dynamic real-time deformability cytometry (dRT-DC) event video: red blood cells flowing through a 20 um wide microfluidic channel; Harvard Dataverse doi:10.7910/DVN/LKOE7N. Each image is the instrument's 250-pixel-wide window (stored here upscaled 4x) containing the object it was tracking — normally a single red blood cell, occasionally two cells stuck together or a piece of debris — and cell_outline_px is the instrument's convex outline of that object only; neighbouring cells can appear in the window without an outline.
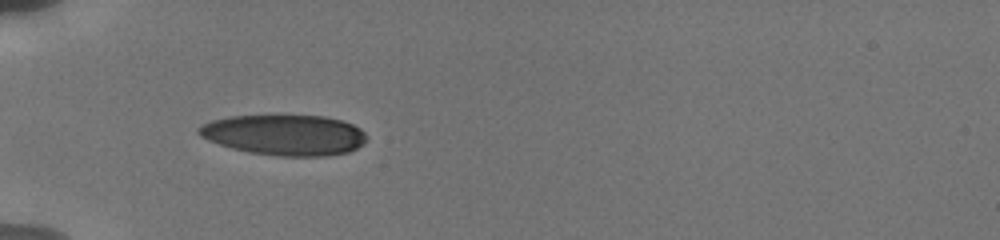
{"species": "human", "species_latin": "Homo sapiens", "temperature_condition": "cold", "stored_images_in_passage": 14, "camera_frame_rate_fps": 3000, "um_per_image_px": 0.085, "donor": {"sex": "male"}, "frame": {"image": 1, "passage_image": 9, "time_ms": 3.667, "image_size_px": [1000, 240], "cell_outline_px": [[368, 136], [356, 148], [348, 152], [324, 156], [276, 156], [248, 152], [232, 148], [208, 140], [200, 136], [196, 132], [196, 128], [212, 120], [232, 116], [324, 116], [340, 120], [352, 124], [360, 128]], "centroid_in_image_um": [24.16, 11.47], "position_along_channel_um": 60.8, "area_um2": 39.48}}
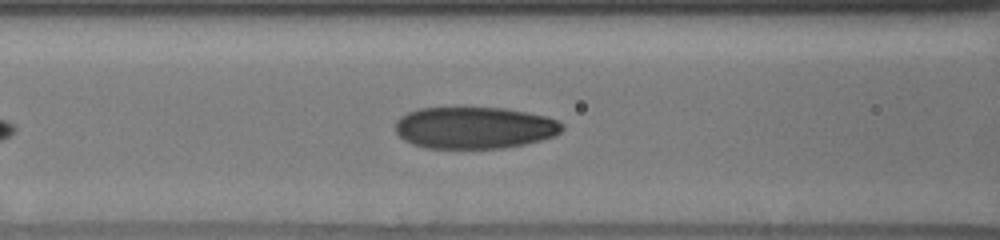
{"frame": {"image": 2, "passage_image": 13, "time_ms": 5.667, "image_size_px": [1000, 240], "cell_outline_px": [[564, 128], [556, 136], [524, 144], [504, 148], [424, 148], [412, 144], [404, 140], [396, 132], [396, 120], [400, 116], [408, 112], [420, 108], [504, 108], [528, 112], [548, 116], [564, 124]], "centroid_in_image_um": [40.35, 10.86], "position_along_channel_um": 126.3, "area_um2": 40.86}}